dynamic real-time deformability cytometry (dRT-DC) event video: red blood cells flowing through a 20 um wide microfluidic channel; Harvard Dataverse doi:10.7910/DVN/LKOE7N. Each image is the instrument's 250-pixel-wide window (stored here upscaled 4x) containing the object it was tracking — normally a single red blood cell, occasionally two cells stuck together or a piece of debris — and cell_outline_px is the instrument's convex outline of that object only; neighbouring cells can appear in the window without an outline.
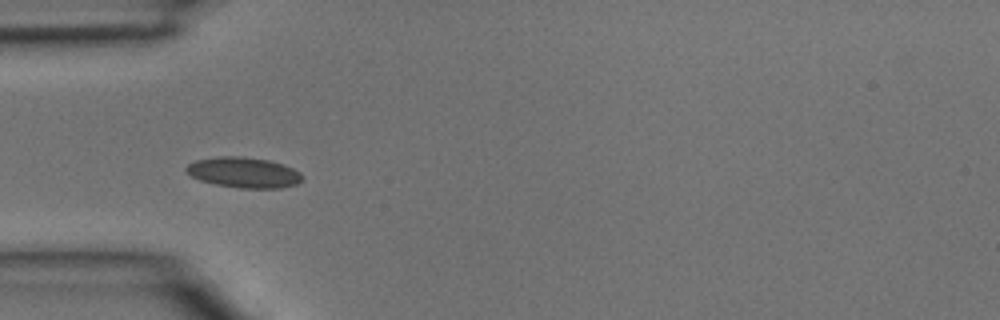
{"species": "common noctule bat (a hibernating species)", "species_latin": "Nyctalus noctula", "temperature_condition": "room temperature", "stored_images_in_passage": 3, "camera_frame_rate_fps": 3000, "um_per_image_px": 0.085, "animal": {"sex": "male", "body_mass_g": 15.6}, "frame": {"image": 1, "passage_image": 3, "time_ms": 0.667, "image_size_px": [1000, 320], "cell_outline_px": [[304, 180], [296, 184], [280, 188], [240, 188], [216, 184], [200, 180], [192, 176], [184, 168], [188, 164], [196, 160], [216, 156], [240, 156], [268, 160], [284, 164], [300, 172], [304, 176]], "centroid_in_image_um": [20.75, 14.65], "position_along_channel_um": 64.3, "area_um2": 20.69}}